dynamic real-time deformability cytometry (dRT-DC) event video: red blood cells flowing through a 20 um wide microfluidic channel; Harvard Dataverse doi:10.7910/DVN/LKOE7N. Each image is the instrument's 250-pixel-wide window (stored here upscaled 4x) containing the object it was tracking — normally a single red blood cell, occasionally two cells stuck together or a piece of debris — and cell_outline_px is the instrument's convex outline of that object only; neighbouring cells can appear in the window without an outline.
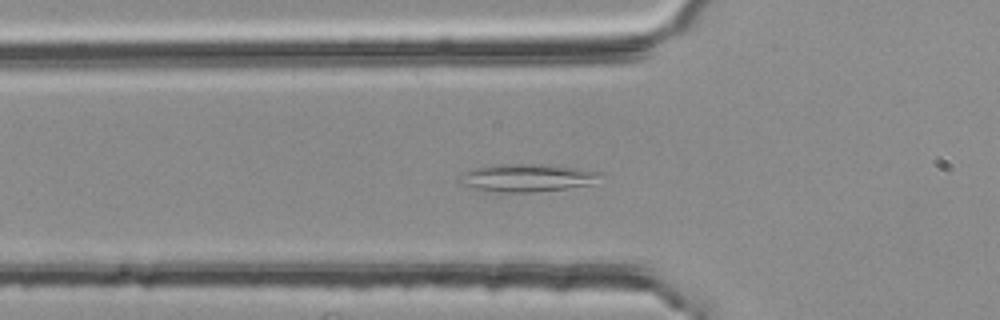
{"species": "common noctule bat (a hibernating species)", "species_latin": "Nyctalus noctula", "temperature_condition": "room temperature", "stored_images_in_passage": 53, "camera_frame_rate_fps": 3000, "um_per_image_px": 0.085, "animal": {"sex": "female", "body_mass_g": 25.1}, "frame": {"image": 1, "passage_image": 18, "time_ms": 5.667, "image_size_px": [1000, 320], "cell_outline_px": [[600, 172], [592, 184], [536, 192], [500, 192], [476, 188], [460, 184], [456, 180], [460, 176], [476, 168], [496, 164], [556, 164], [580, 168]], "centroid_in_image_um": [44.79, 15.1], "position_along_channel_um": 81.0, "area_um2": 22.54}}
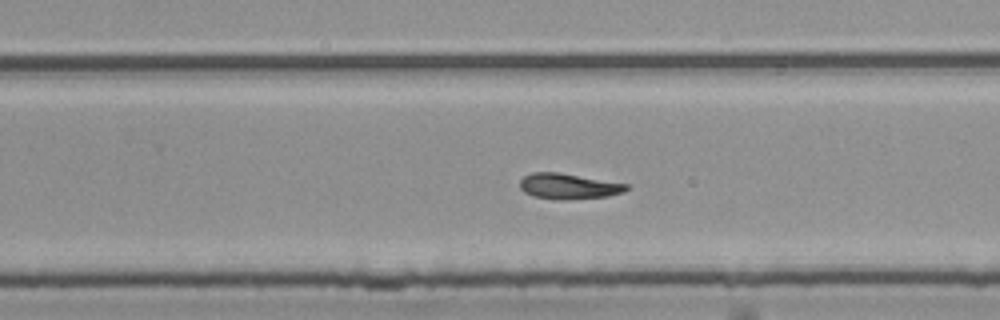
{"frame": {"image": 2, "passage_image": 34, "time_ms": 11.0, "image_size_px": [1000, 320], "cell_outline_px": [[632, 188], [624, 192], [608, 196], [564, 200], [552, 200], [532, 196], [524, 192], [520, 188], [520, 180], [524, 176], [532, 172], [556, 172], [628, 184]], "centroid_in_image_um": [48.32, 15.84], "position_along_channel_um": 281.5, "area_um2": 16.01}}
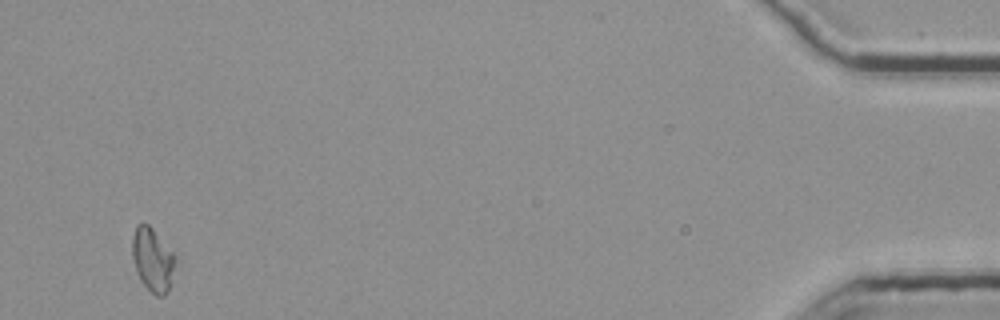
{"frame": {"image": 3, "passage_image": 52, "time_ms": 17.0, "image_size_px": [1000, 320], "cell_outline_px": [[180, 260], [172, 284], [168, 292], [164, 296], [156, 296], [140, 280], [136, 272], [132, 256], [132, 236], [136, 224], [148, 224], [180, 256]], "centroid_in_image_um": [13.07, 22.08], "position_along_channel_um": 422.1, "area_um2": 16.99}}